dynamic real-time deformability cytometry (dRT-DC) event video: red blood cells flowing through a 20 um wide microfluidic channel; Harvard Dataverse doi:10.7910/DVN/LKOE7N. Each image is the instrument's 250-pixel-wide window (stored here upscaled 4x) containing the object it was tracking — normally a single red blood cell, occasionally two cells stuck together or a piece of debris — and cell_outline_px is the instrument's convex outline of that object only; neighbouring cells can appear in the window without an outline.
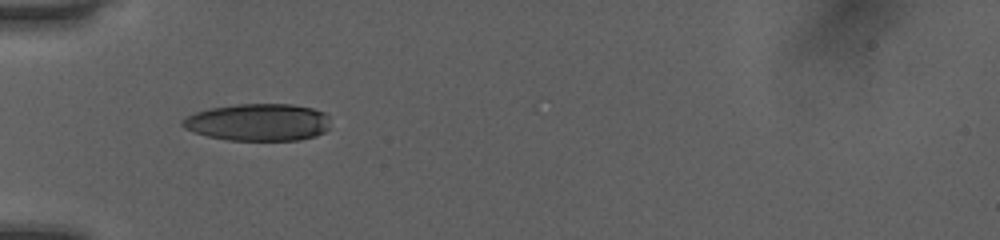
{"species": "human", "species_latin": "Homo sapiens", "temperature_condition": "room temperature", "stored_images_in_passage": 32, "camera_frame_rate_fps": 3000, "um_per_image_px": 0.085, "donor": {"sex": "female"}, "frame": {"image": 1, "passage_image": 1, "time_ms": 0.0, "image_size_px": [1000, 240], "cell_outline_px": [[328, 128], [324, 132], [316, 136], [300, 140], [228, 140], [208, 136], [192, 132], [184, 128], [180, 124], [180, 120], [184, 116], [196, 112], [212, 108], [236, 104], [292, 104], [312, 108], [324, 112], [328, 116]], "centroid_in_image_um": [21.91, 10.39], "position_along_channel_um": 63.1, "area_um2": 32.25}}
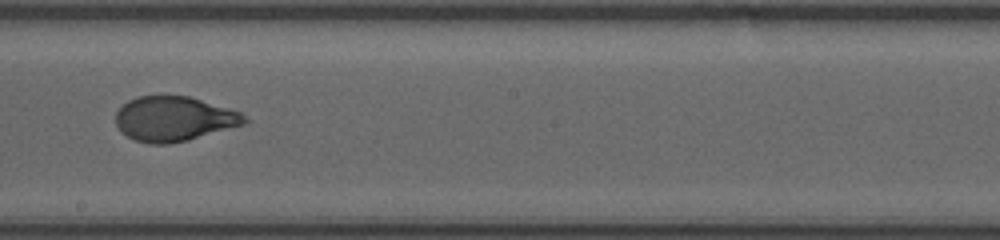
{"frame": {"image": 2, "passage_image": 14, "time_ms": 4.333, "image_size_px": [1000, 240], "cell_outline_px": [[252, 120], [248, 124], [188, 140], [168, 144], [148, 144], [136, 140], [120, 132], [116, 124], [116, 112], [128, 100], [136, 96], [188, 96], [240, 112]], "centroid_in_image_um": [14.82, 10.11], "position_along_channel_um": 233.4, "area_um2": 33.76}}
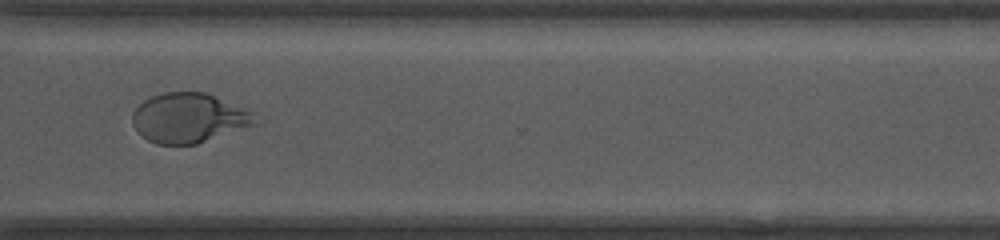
{"frame": {"image": 3, "passage_image": 23, "time_ms": 7.333, "image_size_px": [1000, 240], "cell_outline_px": [[256, 112], [252, 124], [196, 144], [156, 144], [140, 136], [136, 132], [132, 124], [132, 112], [144, 100], [152, 96], [164, 92], [204, 92]], "centroid_in_image_um": [15.97, 10.02], "position_along_channel_um": 354.6, "area_um2": 35.08}, "authors_computed_cell_mechanics": {"area_um2": 34.2754, "velocity_mm_per_s": 4.056, "shape_relaxation_time_tau1_ms": 5.1351, "shape_relaxation_time_tau2_ms": null, "deformation_change_tau1": 0.222, "deformation_change_tau2": null}}